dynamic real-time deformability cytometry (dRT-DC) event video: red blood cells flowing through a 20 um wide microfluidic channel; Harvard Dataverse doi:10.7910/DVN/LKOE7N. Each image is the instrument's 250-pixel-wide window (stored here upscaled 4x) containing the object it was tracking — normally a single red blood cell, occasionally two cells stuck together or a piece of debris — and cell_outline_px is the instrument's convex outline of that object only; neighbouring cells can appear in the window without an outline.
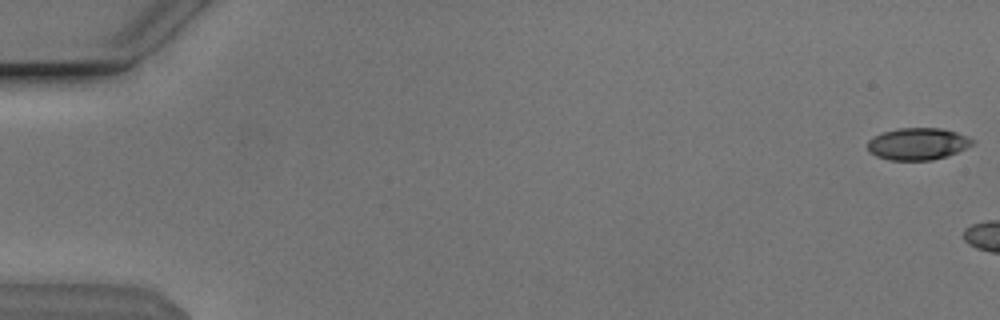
{"species": "Egyptian fruit bat (a non-hibernating species)", "species_latin": "Rousettus aegyptiacus", "temperature_condition": "cold", "stored_images_in_passage": 5, "camera_frame_rate_fps": 3000, "um_per_image_px": 0.085, "animal": {"sex": "male"}, "frame": {"image": 1, "passage_image": 1, "time_ms": 0.0, "image_size_px": [1000, 320], "cell_outline_px": [[976, 144], [956, 152], [932, 160], [888, 160], [876, 156], [868, 152], [868, 140], [884, 132], [900, 128], [940, 128], [956, 132], [968, 136], [976, 140]], "centroid_in_image_um": [78.04, 12.23], "position_along_channel_um": 7.0, "area_um2": 19.54}}